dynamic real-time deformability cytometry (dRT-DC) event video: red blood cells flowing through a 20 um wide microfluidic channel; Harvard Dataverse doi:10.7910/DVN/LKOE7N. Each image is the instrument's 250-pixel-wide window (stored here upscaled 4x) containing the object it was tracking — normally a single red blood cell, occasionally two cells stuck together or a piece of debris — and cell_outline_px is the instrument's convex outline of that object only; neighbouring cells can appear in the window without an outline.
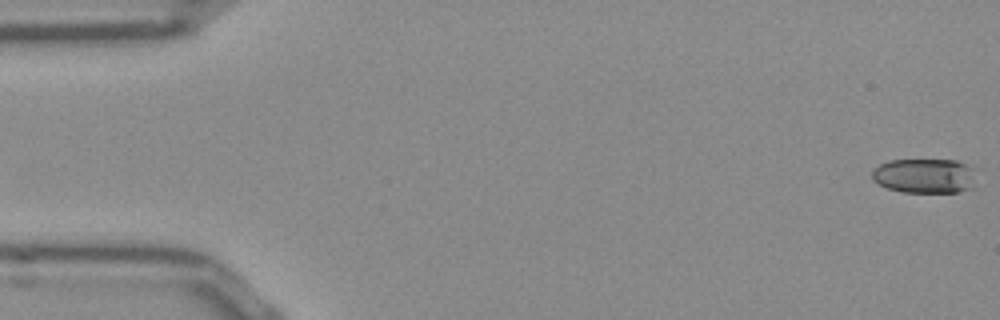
{"species": "Egyptian fruit bat (a non-hibernating species)", "species_latin": "Rousettus aegyptiacus", "temperature_condition": "room temperature", "stored_images_in_passage": 52, "camera_frame_rate_fps": 3000, "um_per_image_px": 0.085, "frame": {"image": 1, "passage_image": 1, "time_ms": 0.0, "image_size_px": [1000, 320], "cell_outline_px": [[972, 188], [956, 192], [904, 192], [888, 188], [872, 180], [872, 172], [880, 164], [888, 160], [956, 160], [972, 168]], "centroid_in_image_um": [78.54, 14.94], "position_along_channel_um": 6.5, "area_um2": 20.69}}
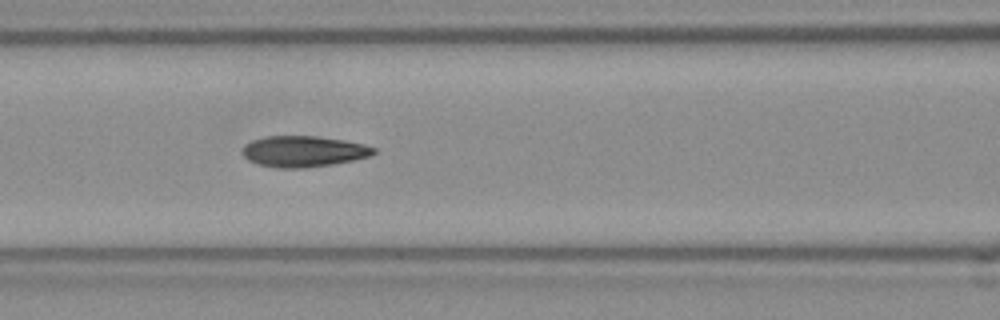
{"frame": {"image": 2, "passage_image": 22, "time_ms": 7.0, "image_size_px": [1000, 320], "cell_outline_px": [[376, 152], [368, 156], [352, 160], [332, 164], [304, 168], [276, 168], [256, 164], [248, 160], [240, 152], [244, 144], [252, 140], [268, 136], [316, 136], [344, 140], [364, 144], [376, 148]], "centroid_in_image_um": [25.75, 12.87], "position_along_channel_um": 140.9, "area_um2": 23.81}}
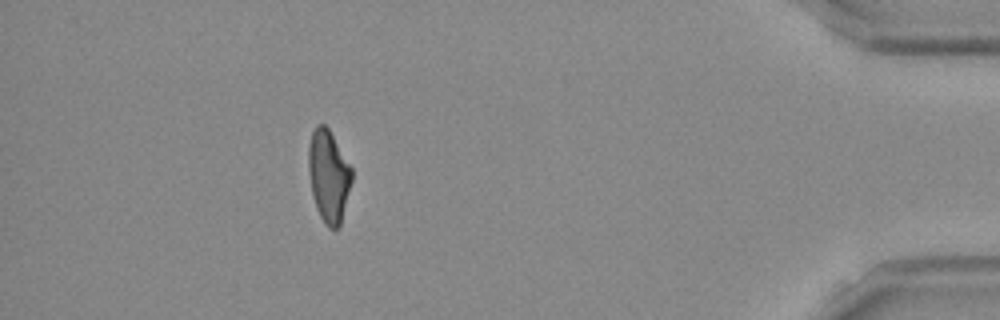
{"frame": {"image": 3, "passage_image": 47, "time_ms": 15.333, "image_size_px": [1000, 320], "cell_outline_px": [[352, 180], [340, 224], [336, 228], [328, 228], [320, 216], [316, 208], [312, 196], [308, 172], [308, 148], [312, 132], [316, 124], [324, 124], [328, 128], [352, 168]], "centroid_in_image_um": [27.91, 14.95], "position_along_channel_um": 407.3, "area_um2": 23.12}, "authors_computed_cell_mechanics": {"area_um2": 23.4379, "velocity_mm_per_s": 3.8838, "shape_relaxation_time_tau1_ms": 6.3123, "shape_relaxation_time_tau2_ms": 1.4576, "deformation_change_tau1": 0.1956, "deformation_change_tau2": 0.0761}}